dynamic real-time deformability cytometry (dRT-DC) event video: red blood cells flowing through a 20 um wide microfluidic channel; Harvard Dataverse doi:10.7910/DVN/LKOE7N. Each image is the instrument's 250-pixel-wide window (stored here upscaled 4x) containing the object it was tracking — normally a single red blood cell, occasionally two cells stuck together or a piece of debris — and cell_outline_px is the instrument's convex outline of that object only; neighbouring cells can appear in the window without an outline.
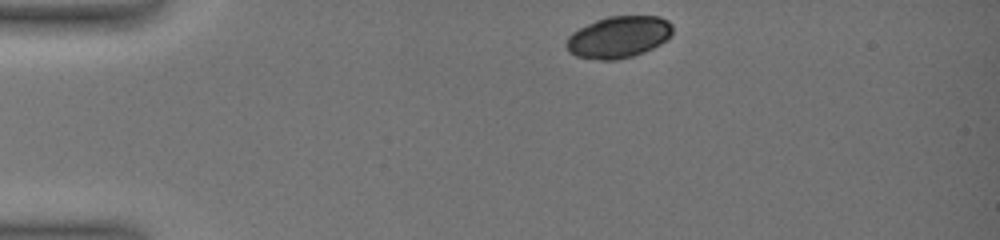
{"species": "common noctule bat (a hibernating species)", "species_latin": "Nyctalus noctula", "temperature_condition": "warm", "stored_images_in_passage": 37, "camera_frame_rate_fps": 3000, "um_per_image_px": 0.085, "animal": {"sex": "female", "body_mass_g": 19.0, "forearm_length_mm": 51.5}, "frame": {"image": 1, "passage_image": 1, "time_ms": 0.0, "image_size_px": [1000, 240], "cell_outline_px": [[672, 36], [668, 40], [644, 52], [632, 56], [616, 60], [600, 60], [576, 56], [568, 52], [568, 36], [572, 32], [596, 20], [608, 16], [660, 16], [668, 20], [672, 24]], "centroid_in_image_um": [52.62, 3.14], "position_along_channel_um": 32.4, "area_um2": 25.84}}
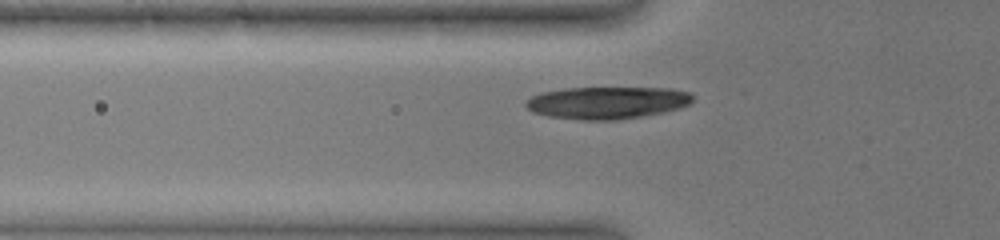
{"frame": {"image": 2, "passage_image": 21, "time_ms": 3.0, "image_size_px": [1000, 240], "cell_outline_px": [[692, 100], [688, 104], [680, 108], [664, 112], [620, 120], [580, 120], [548, 116], [532, 112], [524, 104], [532, 96], [540, 92], [564, 88], [668, 88], [692, 92]], "centroid_in_image_um": [51.6, 8.73], "position_along_channel_um": 74.2, "area_um2": 31.5}}
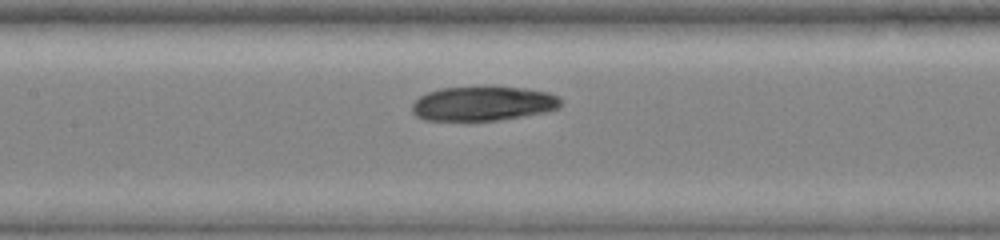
{"frame": {"image": 3, "passage_image": 33, "time_ms": 5.667, "image_size_px": [1000, 240], "cell_outline_px": [[564, 100], [560, 108], [548, 112], [500, 120], [424, 120], [416, 116], [412, 112], [412, 104], [420, 96], [428, 92], [440, 88], [488, 84], [492, 84], [524, 88], [548, 92]], "centroid_in_image_um": [41.11, 8.76], "position_along_channel_um": 166.3, "area_um2": 30.92}}